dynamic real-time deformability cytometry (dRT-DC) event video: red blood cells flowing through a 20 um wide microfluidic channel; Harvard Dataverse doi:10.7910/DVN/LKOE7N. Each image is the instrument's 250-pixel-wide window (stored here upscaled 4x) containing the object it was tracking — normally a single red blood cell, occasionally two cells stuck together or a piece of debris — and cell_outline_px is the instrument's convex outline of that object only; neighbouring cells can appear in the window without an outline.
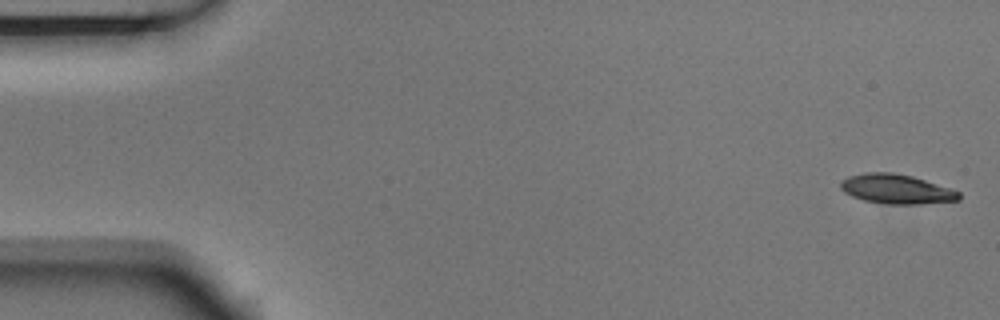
{"species": "Egyptian fruit bat (a non-hibernating species)", "species_latin": "Rousettus aegyptiacus", "temperature_condition": "room temperature", "stored_images_in_passage": 5, "camera_frame_rate_fps": 3000, "um_per_image_px": 0.085, "animal": {"sex": "male"}, "frame": {"image": 1, "passage_image": 1, "time_ms": 0.0, "image_size_px": [1000, 320], "cell_outline_px": [[960, 200], [920, 204], [888, 204], [864, 200], [852, 196], [844, 192], [840, 188], [840, 180], [848, 176], [864, 172], [892, 172], [912, 176], [960, 192]], "centroid_in_image_um": [76.15, 16.06], "position_along_channel_um": 8.9, "area_um2": 20.29}}
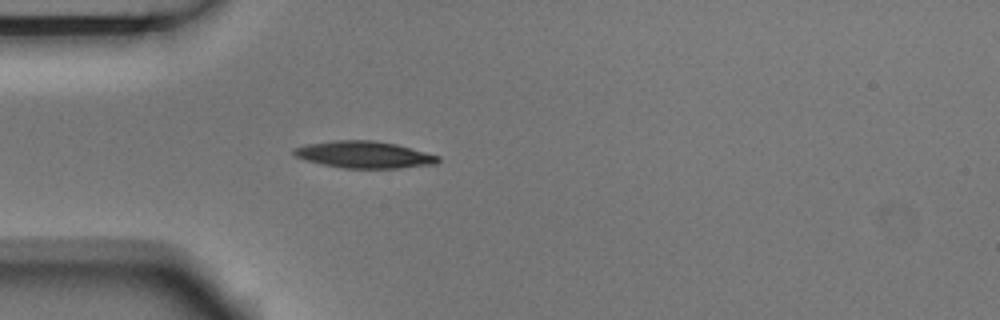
{"frame": {"image": 2, "passage_image": 5, "time_ms": 1.333, "image_size_px": [1000, 320], "cell_outline_px": [[440, 160], [436, 164], [400, 168], [344, 168], [304, 160], [296, 156], [292, 152], [292, 148], [304, 144], [332, 140], [372, 140], [396, 144], [440, 156]], "centroid_in_image_um": [30.93, 13.14], "position_along_channel_um": 54.1, "area_um2": 22.66}}